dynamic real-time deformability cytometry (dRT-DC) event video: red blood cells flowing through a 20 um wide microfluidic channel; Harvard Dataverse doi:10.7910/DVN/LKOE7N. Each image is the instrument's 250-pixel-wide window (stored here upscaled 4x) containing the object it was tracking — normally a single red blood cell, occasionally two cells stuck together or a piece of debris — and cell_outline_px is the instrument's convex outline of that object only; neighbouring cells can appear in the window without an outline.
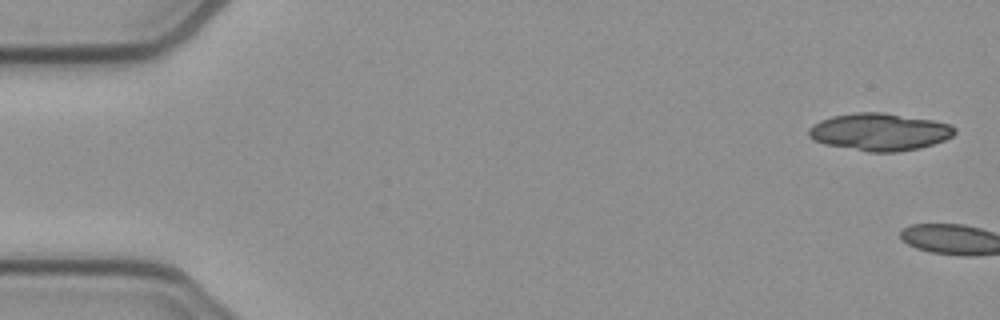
{"species": "common noctule bat (a hibernating species)", "species_latin": "Nyctalus noctula", "temperature_condition": "cold", "stored_images_in_passage": 3, "camera_frame_rate_fps": 3000, "um_per_image_px": 0.085, "animal": {"sex": "female", "body_mass_g": 21.9}, "frame": {"image": 1, "passage_image": 1, "time_ms": 0.0, "image_size_px": [1000, 320], "cell_outline_px": [[956, 132], [952, 136], [944, 140], [920, 148], [896, 152], [868, 152], [824, 144], [812, 140], [808, 136], [808, 128], [812, 124], [820, 120], [832, 116], [856, 112], [884, 112], [932, 120], [948, 124], [956, 128]], "centroid_in_image_um": [74.72, 11.21], "position_along_channel_um": 10.3, "area_um2": 31.96}}